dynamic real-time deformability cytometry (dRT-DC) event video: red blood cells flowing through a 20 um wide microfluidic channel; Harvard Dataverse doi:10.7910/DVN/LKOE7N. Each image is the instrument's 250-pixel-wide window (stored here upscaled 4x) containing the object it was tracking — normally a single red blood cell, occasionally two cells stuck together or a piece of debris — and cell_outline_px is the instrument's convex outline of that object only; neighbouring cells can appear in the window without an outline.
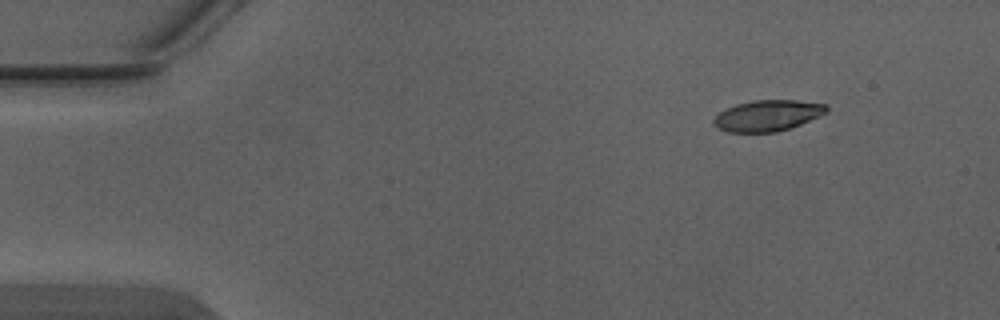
{"species": "Egyptian fruit bat (a non-hibernating species)", "species_latin": "Rousettus aegyptiacus", "temperature_condition": "warm", "stored_images_in_passage": 4, "segment_of_instrument_passage": [1, 2], "camera_frame_rate_fps": 3000, "um_per_image_px": 0.085, "animal": {"sex": "male"}, "frame": {"image": 1, "passage_image": 1, "time_ms": 0.0, "image_size_px": [1000, 320], "cell_outline_px": [[828, 112], [820, 116], [800, 124], [776, 132], [728, 132], [716, 128], [712, 124], [712, 120], [720, 112], [736, 104], [752, 100], [796, 100], [828, 104]], "centroid_in_image_um": [65.24, 9.82], "position_along_channel_um": 19.8, "area_um2": 20.46}}
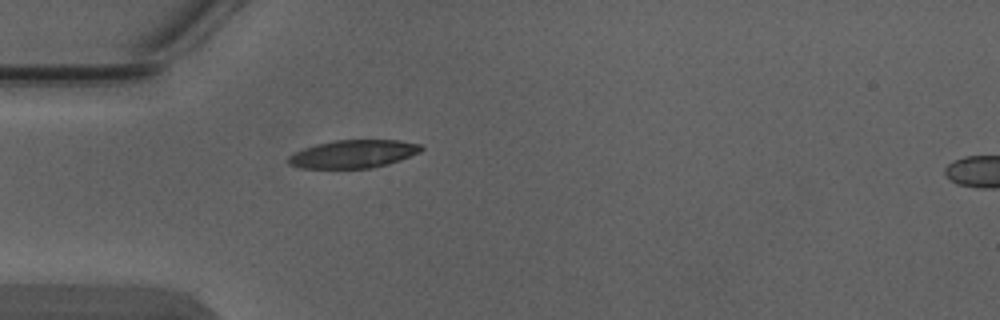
{"frame": {"image": 2, "passage_image": 3, "time_ms": 0.667, "image_size_px": [1000, 320], "cell_outline_px": [[424, 148], [420, 152], [400, 160], [388, 164], [372, 168], [300, 168], [288, 164], [284, 160], [288, 156], [304, 148], [316, 144], [336, 140], [400, 140], [420, 144]], "centroid_in_image_um": [30.01, 13.09], "position_along_channel_um": 55.0, "area_um2": 21.79}}